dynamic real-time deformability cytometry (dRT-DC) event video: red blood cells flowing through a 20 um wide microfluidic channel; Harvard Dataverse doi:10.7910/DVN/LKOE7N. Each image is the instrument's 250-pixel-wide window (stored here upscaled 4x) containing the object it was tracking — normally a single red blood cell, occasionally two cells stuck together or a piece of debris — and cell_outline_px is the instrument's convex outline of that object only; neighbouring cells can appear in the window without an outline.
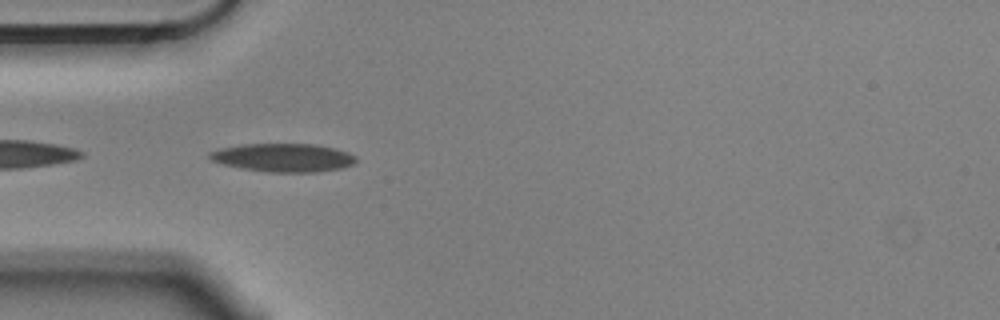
{"species": "Egyptian fruit bat (a non-hibernating species)", "species_latin": "Rousettus aegyptiacus", "temperature_condition": "cold", "stored_images_in_passage": 6, "camera_frame_rate_fps": 3000, "um_per_image_px": 0.085, "animal": {"sex": "male"}, "frame": {"image": 1, "passage_image": 5, "time_ms": 1.333, "image_size_px": [1000, 320], "cell_outline_px": [[356, 160], [352, 164], [344, 168], [316, 172], [268, 172], [240, 168], [224, 164], [212, 160], [208, 156], [208, 152], [220, 148], [244, 144], [316, 144], [336, 148], [348, 152], [356, 156]], "centroid_in_image_um": [24.1, 13.39], "position_along_channel_um": 60.9, "area_um2": 24.28}}
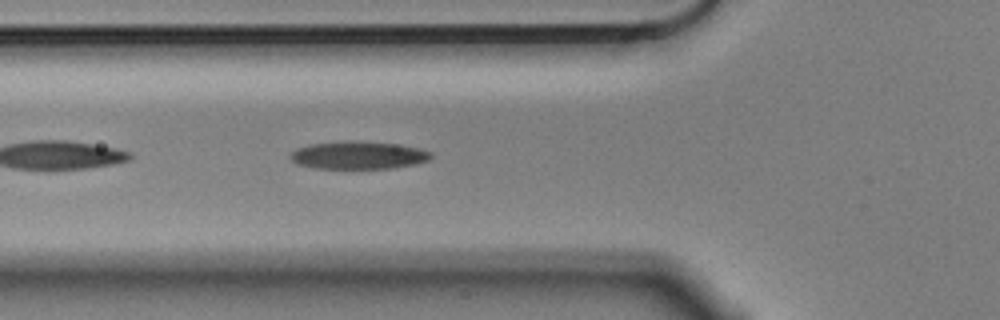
{"frame": {"image": 2, "passage_image": 6, "time_ms": 1.667, "image_size_px": [1000, 320], "cell_outline_px": [[432, 156], [428, 160], [412, 164], [392, 168], [316, 168], [296, 164], [288, 156], [296, 148], [312, 144], [344, 140], [352, 140], [400, 144], [420, 148], [432, 152]], "centroid_in_image_um": [30.45, 13.18], "position_along_channel_um": 95.4, "area_um2": 22.83}}